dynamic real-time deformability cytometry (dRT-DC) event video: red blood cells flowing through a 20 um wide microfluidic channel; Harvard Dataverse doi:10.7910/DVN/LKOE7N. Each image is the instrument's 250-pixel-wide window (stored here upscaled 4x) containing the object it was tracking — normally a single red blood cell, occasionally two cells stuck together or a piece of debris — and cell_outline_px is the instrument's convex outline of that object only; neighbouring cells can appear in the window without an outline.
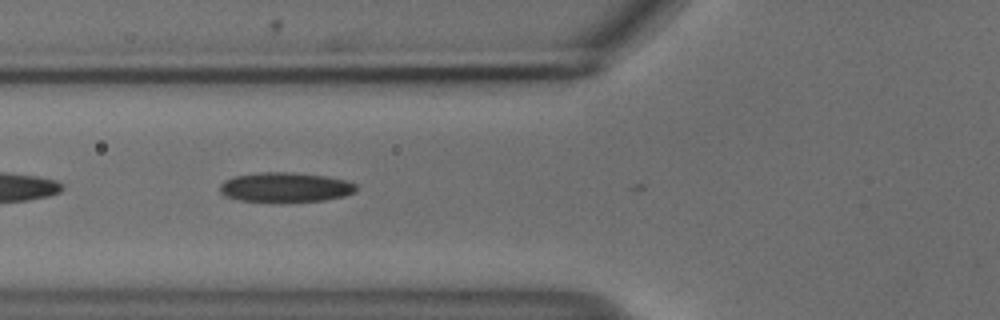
{"species": "common noctule bat (a hibernating species)", "species_latin": "Nyctalus noctula", "temperature_condition": "cold", "stored_images_in_passage": 7, "camera_frame_rate_fps": 3000, "um_per_image_px": 0.085, "animal": {"sex": "male", "body_mass_g": 18.8}, "frame": {"image": 1, "passage_image": 4, "time_ms": 1.0, "image_size_px": [1000, 320], "cell_outline_px": [[356, 192], [344, 196], [324, 200], [240, 200], [224, 196], [220, 192], [220, 184], [224, 180], [232, 176], [256, 172], [292, 172], [324, 176], [348, 180], [356, 184]], "centroid_in_image_um": [24.24, 15.88], "position_along_channel_um": 101.6, "area_um2": 23.24}}